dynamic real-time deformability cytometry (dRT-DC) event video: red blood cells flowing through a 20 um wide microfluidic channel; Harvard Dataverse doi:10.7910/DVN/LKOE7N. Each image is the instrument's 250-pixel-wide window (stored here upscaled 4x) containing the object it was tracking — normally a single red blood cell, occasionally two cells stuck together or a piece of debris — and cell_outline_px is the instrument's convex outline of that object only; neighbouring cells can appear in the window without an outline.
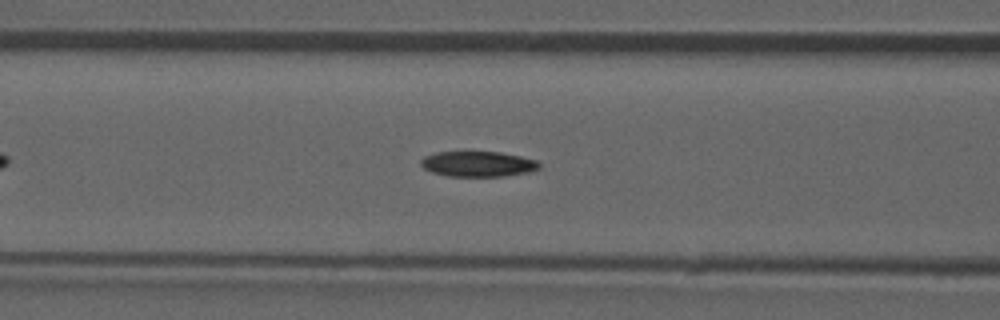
{"species": "common noctule bat (a hibernating species)", "species_latin": "Nyctalus noctula", "temperature_condition": "room temperature", "stored_images_in_passage": 33, "camera_frame_rate_fps": 3000, "um_per_image_px": 0.085, "animal": {"sex": "male", "forearm_length_mm": 52.5}, "frame": {"image": 1, "passage_image": 6, "time_ms": 1.667, "image_size_px": [1000, 320], "cell_outline_px": [[540, 168], [528, 172], [504, 176], [448, 176], [432, 172], [424, 168], [420, 164], [420, 160], [424, 156], [436, 152], [500, 152], [520, 156], [536, 160], [540, 164]], "centroid_in_image_um": [40.61, 13.93], "position_along_channel_um": 126.0, "area_um2": 17.46}, "authors_computed_cell_mechanics": {"area_um2": 18.785, "velocity_mm_per_s": 3.9186, "shape_relaxation_time_tau1_ms": 6.3878, "shape_relaxation_time_tau2_ms": null, "deformation_change_tau1": 0.1381, "deformation_change_tau2": null}}